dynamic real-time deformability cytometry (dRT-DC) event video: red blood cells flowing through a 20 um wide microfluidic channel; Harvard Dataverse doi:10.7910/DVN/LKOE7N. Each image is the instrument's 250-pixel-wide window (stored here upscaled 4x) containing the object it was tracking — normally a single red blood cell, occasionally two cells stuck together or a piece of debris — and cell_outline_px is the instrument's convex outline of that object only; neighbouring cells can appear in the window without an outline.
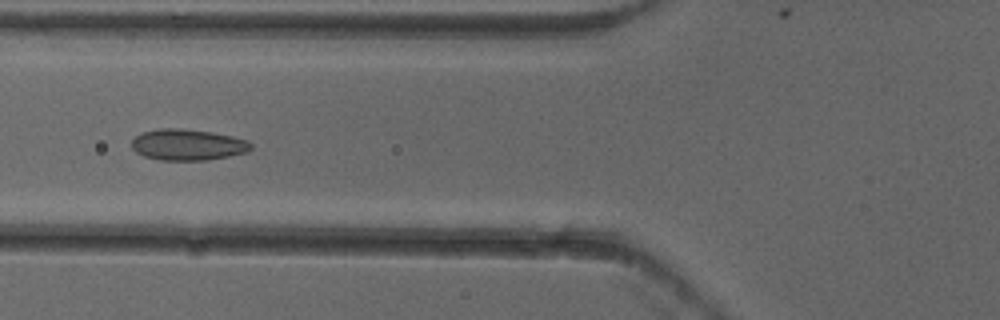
{"species": "common noctule bat (a hibernating species)", "species_latin": "Nyctalus noctula", "temperature_condition": "cold", "stored_images_in_passage": 7, "camera_frame_rate_fps": 3000, "um_per_image_px": 0.085, "animal": {"sex": "female"}, "frame": {"image": 1, "passage_image": 5, "time_ms": 1.333, "image_size_px": [1000, 320], "cell_outline_px": [[252, 148], [248, 152], [228, 156], [204, 160], [160, 160], [144, 156], [136, 152], [132, 148], [132, 140], [136, 136], [144, 132], [160, 128], [180, 128], [212, 132], [232, 136], [248, 140], [252, 144]], "centroid_in_image_um": [15.97, 12.3], "position_along_channel_um": 109.8, "area_um2": 21.62}}
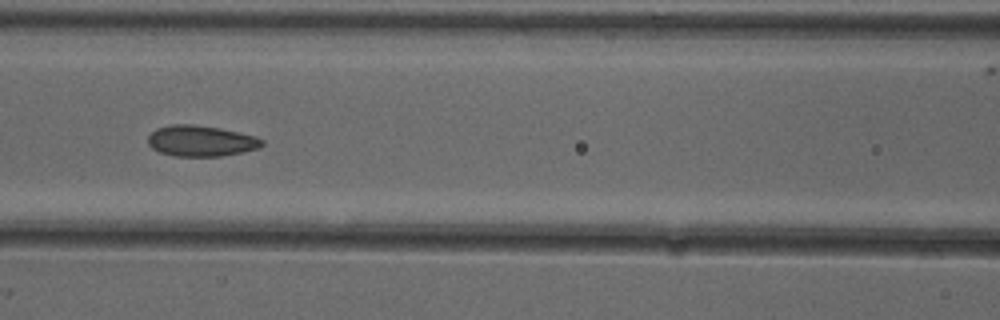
{"frame": {"image": 2, "passage_image": 6, "time_ms": 1.667, "image_size_px": [1000, 320], "cell_outline_px": [[264, 144], [260, 148], [244, 152], [220, 156], [172, 156], [160, 152], [152, 148], [148, 144], [148, 136], [156, 128], [172, 124], [192, 124], [220, 128], [256, 136], [264, 140]], "centroid_in_image_um": [17.09, 11.98], "position_along_channel_um": 149.5, "area_um2": 20.69}}
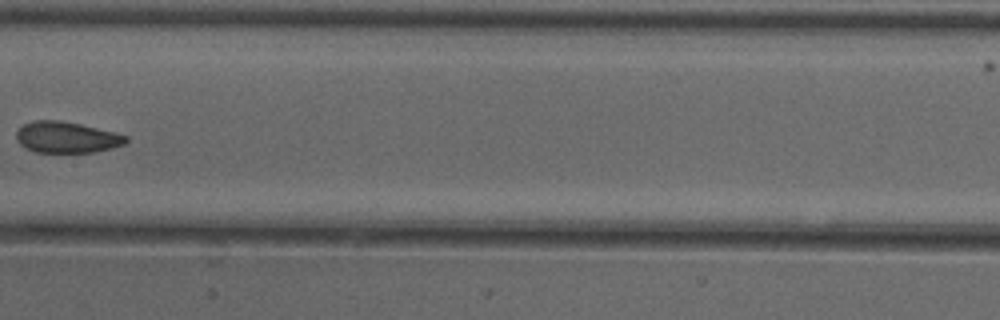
{"frame": {"image": 3, "passage_image": 7, "time_ms": 2.0, "image_size_px": [1000, 320], "cell_outline_px": [[128, 140], [124, 144], [112, 148], [92, 152], [36, 152], [20, 144], [16, 140], [16, 132], [24, 124], [32, 120], [60, 120], [80, 124], [128, 136]], "centroid_in_image_um": [5.64, 11.66], "position_along_channel_um": 201.8, "area_um2": 19.71}}